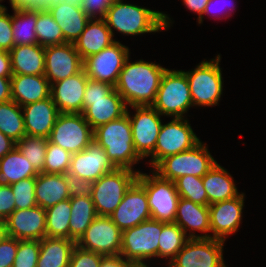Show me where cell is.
Wrapping results in <instances>:
<instances>
[{"label":"cell","mask_w":266,"mask_h":267,"mask_svg":"<svg viewBox=\"0 0 266 267\" xmlns=\"http://www.w3.org/2000/svg\"><path fill=\"white\" fill-rule=\"evenodd\" d=\"M129 60L130 56L125 61L114 87L128 107L151 106L167 68L143 59L134 62Z\"/></svg>","instance_id":"cell-1"},{"label":"cell","mask_w":266,"mask_h":267,"mask_svg":"<svg viewBox=\"0 0 266 267\" xmlns=\"http://www.w3.org/2000/svg\"><path fill=\"white\" fill-rule=\"evenodd\" d=\"M114 37V29L123 35H141L169 29L172 20L168 14L151 10L123 0H115L104 18Z\"/></svg>","instance_id":"cell-2"},{"label":"cell","mask_w":266,"mask_h":267,"mask_svg":"<svg viewBox=\"0 0 266 267\" xmlns=\"http://www.w3.org/2000/svg\"><path fill=\"white\" fill-rule=\"evenodd\" d=\"M93 140L102 148L116 168L134 170L143 160L135 151L128 114L94 129Z\"/></svg>","instance_id":"cell-3"},{"label":"cell","mask_w":266,"mask_h":267,"mask_svg":"<svg viewBox=\"0 0 266 267\" xmlns=\"http://www.w3.org/2000/svg\"><path fill=\"white\" fill-rule=\"evenodd\" d=\"M162 228L163 222L148 219L122 231L120 254L137 267H149L148 260L159 258V239Z\"/></svg>","instance_id":"cell-4"},{"label":"cell","mask_w":266,"mask_h":267,"mask_svg":"<svg viewBox=\"0 0 266 267\" xmlns=\"http://www.w3.org/2000/svg\"><path fill=\"white\" fill-rule=\"evenodd\" d=\"M151 106L162 116L185 118L193 101L188 79L182 70L166 69Z\"/></svg>","instance_id":"cell-5"},{"label":"cell","mask_w":266,"mask_h":267,"mask_svg":"<svg viewBox=\"0 0 266 267\" xmlns=\"http://www.w3.org/2000/svg\"><path fill=\"white\" fill-rule=\"evenodd\" d=\"M216 162L206 143L200 141L190 150L165 157L150 170L163 179L174 181L186 175L203 177Z\"/></svg>","instance_id":"cell-6"},{"label":"cell","mask_w":266,"mask_h":267,"mask_svg":"<svg viewBox=\"0 0 266 267\" xmlns=\"http://www.w3.org/2000/svg\"><path fill=\"white\" fill-rule=\"evenodd\" d=\"M221 56L201 61L196 68L183 72L189 82L193 106L209 107L218 105L223 95V77L220 68Z\"/></svg>","instance_id":"cell-7"},{"label":"cell","mask_w":266,"mask_h":267,"mask_svg":"<svg viewBox=\"0 0 266 267\" xmlns=\"http://www.w3.org/2000/svg\"><path fill=\"white\" fill-rule=\"evenodd\" d=\"M139 170L115 168L93 182L92 200L98 216L110 217L126 191L137 180Z\"/></svg>","instance_id":"cell-8"},{"label":"cell","mask_w":266,"mask_h":267,"mask_svg":"<svg viewBox=\"0 0 266 267\" xmlns=\"http://www.w3.org/2000/svg\"><path fill=\"white\" fill-rule=\"evenodd\" d=\"M152 174L139 172L137 182L145 189L151 219L163 223H174L179 194L174 181L161 178L153 170Z\"/></svg>","instance_id":"cell-9"},{"label":"cell","mask_w":266,"mask_h":267,"mask_svg":"<svg viewBox=\"0 0 266 267\" xmlns=\"http://www.w3.org/2000/svg\"><path fill=\"white\" fill-rule=\"evenodd\" d=\"M199 142L200 138L194 133L186 117L173 118L162 124L149 165L153 169L165 157L190 150Z\"/></svg>","instance_id":"cell-10"},{"label":"cell","mask_w":266,"mask_h":267,"mask_svg":"<svg viewBox=\"0 0 266 267\" xmlns=\"http://www.w3.org/2000/svg\"><path fill=\"white\" fill-rule=\"evenodd\" d=\"M93 132L82 113H59L48 141L74 154L93 141Z\"/></svg>","instance_id":"cell-11"},{"label":"cell","mask_w":266,"mask_h":267,"mask_svg":"<svg viewBox=\"0 0 266 267\" xmlns=\"http://www.w3.org/2000/svg\"><path fill=\"white\" fill-rule=\"evenodd\" d=\"M225 241L213 238L188 239L167 267H227Z\"/></svg>","instance_id":"cell-12"},{"label":"cell","mask_w":266,"mask_h":267,"mask_svg":"<svg viewBox=\"0 0 266 267\" xmlns=\"http://www.w3.org/2000/svg\"><path fill=\"white\" fill-rule=\"evenodd\" d=\"M130 49L120 41H115L99 53L83 60V69L89 79L106 82L115 86L119 73L127 58Z\"/></svg>","instance_id":"cell-13"},{"label":"cell","mask_w":266,"mask_h":267,"mask_svg":"<svg viewBox=\"0 0 266 267\" xmlns=\"http://www.w3.org/2000/svg\"><path fill=\"white\" fill-rule=\"evenodd\" d=\"M136 112L131 116L129 107L127 114L132 128L135 151L144 159L154 152L162 122L161 114L152 106H131Z\"/></svg>","instance_id":"cell-14"},{"label":"cell","mask_w":266,"mask_h":267,"mask_svg":"<svg viewBox=\"0 0 266 267\" xmlns=\"http://www.w3.org/2000/svg\"><path fill=\"white\" fill-rule=\"evenodd\" d=\"M76 245L103 256L119 255L122 246V231L110 217L97 216Z\"/></svg>","instance_id":"cell-15"},{"label":"cell","mask_w":266,"mask_h":267,"mask_svg":"<svg viewBox=\"0 0 266 267\" xmlns=\"http://www.w3.org/2000/svg\"><path fill=\"white\" fill-rule=\"evenodd\" d=\"M110 218L121 231L151 219L147 194L137 181L126 191Z\"/></svg>","instance_id":"cell-16"},{"label":"cell","mask_w":266,"mask_h":267,"mask_svg":"<svg viewBox=\"0 0 266 267\" xmlns=\"http://www.w3.org/2000/svg\"><path fill=\"white\" fill-rule=\"evenodd\" d=\"M245 194L210 204L211 238L226 241V237L238 231L242 221Z\"/></svg>","instance_id":"cell-17"},{"label":"cell","mask_w":266,"mask_h":267,"mask_svg":"<svg viewBox=\"0 0 266 267\" xmlns=\"http://www.w3.org/2000/svg\"><path fill=\"white\" fill-rule=\"evenodd\" d=\"M83 60L73 43L45 47V77L50 84L79 73Z\"/></svg>","instance_id":"cell-18"},{"label":"cell","mask_w":266,"mask_h":267,"mask_svg":"<svg viewBox=\"0 0 266 267\" xmlns=\"http://www.w3.org/2000/svg\"><path fill=\"white\" fill-rule=\"evenodd\" d=\"M6 235L18 240H41L46 236V210L40 206L17 209L5 220Z\"/></svg>","instance_id":"cell-19"},{"label":"cell","mask_w":266,"mask_h":267,"mask_svg":"<svg viewBox=\"0 0 266 267\" xmlns=\"http://www.w3.org/2000/svg\"><path fill=\"white\" fill-rule=\"evenodd\" d=\"M115 168L105 149L93 140L84 150L72 154L68 172L81 179L95 182Z\"/></svg>","instance_id":"cell-20"},{"label":"cell","mask_w":266,"mask_h":267,"mask_svg":"<svg viewBox=\"0 0 266 267\" xmlns=\"http://www.w3.org/2000/svg\"><path fill=\"white\" fill-rule=\"evenodd\" d=\"M88 79L82 69L73 76L51 84L50 96L60 113H82Z\"/></svg>","instance_id":"cell-21"},{"label":"cell","mask_w":266,"mask_h":267,"mask_svg":"<svg viewBox=\"0 0 266 267\" xmlns=\"http://www.w3.org/2000/svg\"><path fill=\"white\" fill-rule=\"evenodd\" d=\"M127 104L114 89L109 95L97 99H84L82 114L94 130L126 114Z\"/></svg>","instance_id":"cell-22"},{"label":"cell","mask_w":266,"mask_h":267,"mask_svg":"<svg viewBox=\"0 0 266 267\" xmlns=\"http://www.w3.org/2000/svg\"><path fill=\"white\" fill-rule=\"evenodd\" d=\"M174 222L184 231L189 239L211 238L208 206L194 203L185 198H179ZM196 231L201 232L202 235L195 234Z\"/></svg>","instance_id":"cell-23"},{"label":"cell","mask_w":266,"mask_h":267,"mask_svg":"<svg viewBox=\"0 0 266 267\" xmlns=\"http://www.w3.org/2000/svg\"><path fill=\"white\" fill-rule=\"evenodd\" d=\"M21 107L26 135L48 139L60 113L51 96Z\"/></svg>","instance_id":"cell-24"},{"label":"cell","mask_w":266,"mask_h":267,"mask_svg":"<svg viewBox=\"0 0 266 267\" xmlns=\"http://www.w3.org/2000/svg\"><path fill=\"white\" fill-rule=\"evenodd\" d=\"M47 10L60 26L65 43L74 44L90 20L79 4H71L64 0H54Z\"/></svg>","instance_id":"cell-25"},{"label":"cell","mask_w":266,"mask_h":267,"mask_svg":"<svg viewBox=\"0 0 266 267\" xmlns=\"http://www.w3.org/2000/svg\"><path fill=\"white\" fill-rule=\"evenodd\" d=\"M51 84L45 75H20L11 77L12 100L24 106L50 97Z\"/></svg>","instance_id":"cell-26"},{"label":"cell","mask_w":266,"mask_h":267,"mask_svg":"<svg viewBox=\"0 0 266 267\" xmlns=\"http://www.w3.org/2000/svg\"><path fill=\"white\" fill-rule=\"evenodd\" d=\"M115 41L104 19H90L84 31L74 42V46L81 59L84 60L99 53Z\"/></svg>","instance_id":"cell-27"},{"label":"cell","mask_w":266,"mask_h":267,"mask_svg":"<svg viewBox=\"0 0 266 267\" xmlns=\"http://www.w3.org/2000/svg\"><path fill=\"white\" fill-rule=\"evenodd\" d=\"M12 74L44 75L45 47L37 44L15 45L10 51Z\"/></svg>","instance_id":"cell-28"},{"label":"cell","mask_w":266,"mask_h":267,"mask_svg":"<svg viewBox=\"0 0 266 267\" xmlns=\"http://www.w3.org/2000/svg\"><path fill=\"white\" fill-rule=\"evenodd\" d=\"M202 182L207 192L209 205L232 199L240 194L232 175L217 162L202 177Z\"/></svg>","instance_id":"cell-29"},{"label":"cell","mask_w":266,"mask_h":267,"mask_svg":"<svg viewBox=\"0 0 266 267\" xmlns=\"http://www.w3.org/2000/svg\"><path fill=\"white\" fill-rule=\"evenodd\" d=\"M35 197L37 206L43 209L70 198L64 174L41 172L36 176Z\"/></svg>","instance_id":"cell-30"},{"label":"cell","mask_w":266,"mask_h":267,"mask_svg":"<svg viewBox=\"0 0 266 267\" xmlns=\"http://www.w3.org/2000/svg\"><path fill=\"white\" fill-rule=\"evenodd\" d=\"M40 252L37 267H68L71 254L76 246L74 240L47 237L39 241Z\"/></svg>","instance_id":"cell-31"},{"label":"cell","mask_w":266,"mask_h":267,"mask_svg":"<svg viewBox=\"0 0 266 267\" xmlns=\"http://www.w3.org/2000/svg\"><path fill=\"white\" fill-rule=\"evenodd\" d=\"M38 174L16 146L0 159V184L11 185Z\"/></svg>","instance_id":"cell-32"},{"label":"cell","mask_w":266,"mask_h":267,"mask_svg":"<svg viewBox=\"0 0 266 267\" xmlns=\"http://www.w3.org/2000/svg\"><path fill=\"white\" fill-rule=\"evenodd\" d=\"M69 239L77 242L98 216L91 196L70 197Z\"/></svg>","instance_id":"cell-33"},{"label":"cell","mask_w":266,"mask_h":267,"mask_svg":"<svg viewBox=\"0 0 266 267\" xmlns=\"http://www.w3.org/2000/svg\"><path fill=\"white\" fill-rule=\"evenodd\" d=\"M12 15V30L15 45H32L37 44L36 36V21L37 10L19 9L11 6Z\"/></svg>","instance_id":"cell-34"},{"label":"cell","mask_w":266,"mask_h":267,"mask_svg":"<svg viewBox=\"0 0 266 267\" xmlns=\"http://www.w3.org/2000/svg\"><path fill=\"white\" fill-rule=\"evenodd\" d=\"M0 131L16 143L26 135L22 107L13 100L0 103Z\"/></svg>","instance_id":"cell-35"},{"label":"cell","mask_w":266,"mask_h":267,"mask_svg":"<svg viewBox=\"0 0 266 267\" xmlns=\"http://www.w3.org/2000/svg\"><path fill=\"white\" fill-rule=\"evenodd\" d=\"M70 198L46 209V236L69 239Z\"/></svg>","instance_id":"cell-36"},{"label":"cell","mask_w":266,"mask_h":267,"mask_svg":"<svg viewBox=\"0 0 266 267\" xmlns=\"http://www.w3.org/2000/svg\"><path fill=\"white\" fill-rule=\"evenodd\" d=\"M188 239L184 231L175 222L163 223L159 239V258L169 259L167 261L170 263Z\"/></svg>","instance_id":"cell-37"},{"label":"cell","mask_w":266,"mask_h":267,"mask_svg":"<svg viewBox=\"0 0 266 267\" xmlns=\"http://www.w3.org/2000/svg\"><path fill=\"white\" fill-rule=\"evenodd\" d=\"M35 31L37 43L43 47L65 43L60 26L47 9L37 10Z\"/></svg>","instance_id":"cell-38"},{"label":"cell","mask_w":266,"mask_h":267,"mask_svg":"<svg viewBox=\"0 0 266 267\" xmlns=\"http://www.w3.org/2000/svg\"><path fill=\"white\" fill-rule=\"evenodd\" d=\"M47 141L43 137L25 135L16 143V147L39 173L43 172Z\"/></svg>","instance_id":"cell-39"},{"label":"cell","mask_w":266,"mask_h":267,"mask_svg":"<svg viewBox=\"0 0 266 267\" xmlns=\"http://www.w3.org/2000/svg\"><path fill=\"white\" fill-rule=\"evenodd\" d=\"M180 198L191 200L194 203L209 206L207 192L204 189L202 177L186 175L174 180Z\"/></svg>","instance_id":"cell-40"},{"label":"cell","mask_w":266,"mask_h":267,"mask_svg":"<svg viewBox=\"0 0 266 267\" xmlns=\"http://www.w3.org/2000/svg\"><path fill=\"white\" fill-rule=\"evenodd\" d=\"M71 156L70 152L47 141L43 172L48 174L67 173L70 168Z\"/></svg>","instance_id":"cell-41"},{"label":"cell","mask_w":266,"mask_h":267,"mask_svg":"<svg viewBox=\"0 0 266 267\" xmlns=\"http://www.w3.org/2000/svg\"><path fill=\"white\" fill-rule=\"evenodd\" d=\"M35 183L36 177H30L10 185L15 196V210L37 206Z\"/></svg>","instance_id":"cell-42"},{"label":"cell","mask_w":266,"mask_h":267,"mask_svg":"<svg viewBox=\"0 0 266 267\" xmlns=\"http://www.w3.org/2000/svg\"><path fill=\"white\" fill-rule=\"evenodd\" d=\"M39 252V240H19L12 267H37Z\"/></svg>","instance_id":"cell-43"},{"label":"cell","mask_w":266,"mask_h":267,"mask_svg":"<svg viewBox=\"0 0 266 267\" xmlns=\"http://www.w3.org/2000/svg\"><path fill=\"white\" fill-rule=\"evenodd\" d=\"M102 256L76 245L72 251L68 267H99Z\"/></svg>","instance_id":"cell-44"},{"label":"cell","mask_w":266,"mask_h":267,"mask_svg":"<svg viewBox=\"0 0 266 267\" xmlns=\"http://www.w3.org/2000/svg\"><path fill=\"white\" fill-rule=\"evenodd\" d=\"M7 7L0 8V50L10 51L14 47L12 30V15L7 13Z\"/></svg>","instance_id":"cell-45"},{"label":"cell","mask_w":266,"mask_h":267,"mask_svg":"<svg viewBox=\"0 0 266 267\" xmlns=\"http://www.w3.org/2000/svg\"><path fill=\"white\" fill-rule=\"evenodd\" d=\"M64 180L68 187L70 197L91 196L93 182L87 179H81L69 172L64 174Z\"/></svg>","instance_id":"cell-46"},{"label":"cell","mask_w":266,"mask_h":267,"mask_svg":"<svg viewBox=\"0 0 266 267\" xmlns=\"http://www.w3.org/2000/svg\"><path fill=\"white\" fill-rule=\"evenodd\" d=\"M115 0H81L80 8L90 19H104Z\"/></svg>","instance_id":"cell-47"},{"label":"cell","mask_w":266,"mask_h":267,"mask_svg":"<svg viewBox=\"0 0 266 267\" xmlns=\"http://www.w3.org/2000/svg\"><path fill=\"white\" fill-rule=\"evenodd\" d=\"M18 244V239L7 235L0 241V267L13 266Z\"/></svg>","instance_id":"cell-48"},{"label":"cell","mask_w":266,"mask_h":267,"mask_svg":"<svg viewBox=\"0 0 266 267\" xmlns=\"http://www.w3.org/2000/svg\"><path fill=\"white\" fill-rule=\"evenodd\" d=\"M15 211V196L8 184H0V220L5 221Z\"/></svg>","instance_id":"cell-49"},{"label":"cell","mask_w":266,"mask_h":267,"mask_svg":"<svg viewBox=\"0 0 266 267\" xmlns=\"http://www.w3.org/2000/svg\"><path fill=\"white\" fill-rule=\"evenodd\" d=\"M114 89L115 87L113 85L106 82L88 79L85 87L84 99L103 98L109 95Z\"/></svg>","instance_id":"cell-50"},{"label":"cell","mask_w":266,"mask_h":267,"mask_svg":"<svg viewBox=\"0 0 266 267\" xmlns=\"http://www.w3.org/2000/svg\"><path fill=\"white\" fill-rule=\"evenodd\" d=\"M227 4H228V6H226ZM234 5H235V3H233V0H227V1H225V0H209V2L207 3V5L204 9L203 15H210L211 14L214 18H216V16H217V19L218 18L221 19L223 17L227 19L229 16H232L231 14L233 13V10H235ZM228 8H230V9H228ZM225 9L230 10L229 11L230 13L228 11H226ZM219 11L221 13L223 12V14H220L222 16L219 15Z\"/></svg>","instance_id":"cell-51"},{"label":"cell","mask_w":266,"mask_h":267,"mask_svg":"<svg viewBox=\"0 0 266 267\" xmlns=\"http://www.w3.org/2000/svg\"><path fill=\"white\" fill-rule=\"evenodd\" d=\"M99 267H137L133 262L125 259L121 254L102 256Z\"/></svg>","instance_id":"cell-52"},{"label":"cell","mask_w":266,"mask_h":267,"mask_svg":"<svg viewBox=\"0 0 266 267\" xmlns=\"http://www.w3.org/2000/svg\"><path fill=\"white\" fill-rule=\"evenodd\" d=\"M54 0H14L13 7L19 9L46 10Z\"/></svg>","instance_id":"cell-53"},{"label":"cell","mask_w":266,"mask_h":267,"mask_svg":"<svg viewBox=\"0 0 266 267\" xmlns=\"http://www.w3.org/2000/svg\"><path fill=\"white\" fill-rule=\"evenodd\" d=\"M188 10L198 14V24L203 23V12L209 0H182Z\"/></svg>","instance_id":"cell-54"},{"label":"cell","mask_w":266,"mask_h":267,"mask_svg":"<svg viewBox=\"0 0 266 267\" xmlns=\"http://www.w3.org/2000/svg\"><path fill=\"white\" fill-rule=\"evenodd\" d=\"M10 53L0 50V77H12Z\"/></svg>","instance_id":"cell-55"},{"label":"cell","mask_w":266,"mask_h":267,"mask_svg":"<svg viewBox=\"0 0 266 267\" xmlns=\"http://www.w3.org/2000/svg\"><path fill=\"white\" fill-rule=\"evenodd\" d=\"M12 100L11 77H0V103Z\"/></svg>","instance_id":"cell-56"},{"label":"cell","mask_w":266,"mask_h":267,"mask_svg":"<svg viewBox=\"0 0 266 267\" xmlns=\"http://www.w3.org/2000/svg\"><path fill=\"white\" fill-rule=\"evenodd\" d=\"M16 146L11 138L7 137L0 131V159L7 153H9Z\"/></svg>","instance_id":"cell-57"},{"label":"cell","mask_w":266,"mask_h":267,"mask_svg":"<svg viewBox=\"0 0 266 267\" xmlns=\"http://www.w3.org/2000/svg\"><path fill=\"white\" fill-rule=\"evenodd\" d=\"M6 236L5 221L0 220V241Z\"/></svg>","instance_id":"cell-58"},{"label":"cell","mask_w":266,"mask_h":267,"mask_svg":"<svg viewBox=\"0 0 266 267\" xmlns=\"http://www.w3.org/2000/svg\"><path fill=\"white\" fill-rule=\"evenodd\" d=\"M64 1L71 3V4H80L81 0H64Z\"/></svg>","instance_id":"cell-59"},{"label":"cell","mask_w":266,"mask_h":267,"mask_svg":"<svg viewBox=\"0 0 266 267\" xmlns=\"http://www.w3.org/2000/svg\"><path fill=\"white\" fill-rule=\"evenodd\" d=\"M3 0H0V3L2 2ZM10 2V6H12V0H9Z\"/></svg>","instance_id":"cell-60"}]
</instances>
